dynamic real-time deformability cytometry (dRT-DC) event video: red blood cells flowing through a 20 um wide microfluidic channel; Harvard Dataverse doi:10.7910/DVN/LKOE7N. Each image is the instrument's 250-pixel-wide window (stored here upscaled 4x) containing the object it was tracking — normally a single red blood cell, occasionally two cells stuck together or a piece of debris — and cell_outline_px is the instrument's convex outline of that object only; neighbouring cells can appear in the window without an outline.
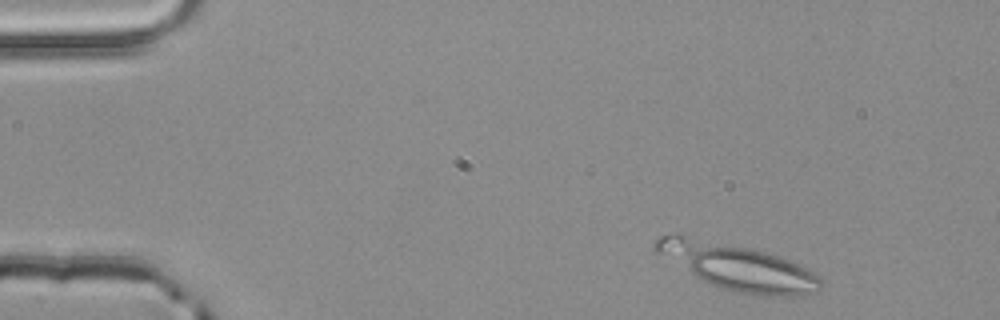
{"species": "common noctule bat (a hibernating species)", "species_latin": "Nyctalus noctula", "temperature_condition": "room temperature", "stored_images_in_passage": 3, "camera_frame_rate_fps": 3000, "um_per_image_px": 0.085, "animal": {"sex": "male", "body_mass_g": 20.4}, "frame": {"image": 1, "passage_image": 1, "time_ms": 0.0, "image_size_px": [1000, 320], "cell_outline_px": [[824, 284], [820, 292], [804, 296], [764, 296], [740, 292], [720, 288], [704, 280], [660, 252], [656, 248], [656, 240], [660, 236], [672, 232], [676, 232], [748, 248], [764, 252], [788, 260], [808, 268], [824, 280]], "centroid_in_image_um": [62.85, 22.69], "position_along_channel_um": 22.2, "area_um2": 43.52}}